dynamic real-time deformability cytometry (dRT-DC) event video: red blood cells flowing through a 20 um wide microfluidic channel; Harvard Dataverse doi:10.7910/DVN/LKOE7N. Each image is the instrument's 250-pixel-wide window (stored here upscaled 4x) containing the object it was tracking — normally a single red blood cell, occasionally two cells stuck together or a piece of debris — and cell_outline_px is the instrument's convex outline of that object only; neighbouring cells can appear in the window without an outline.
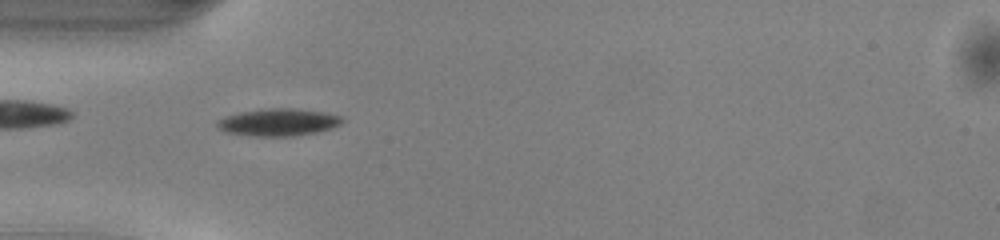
{"species": "common noctule bat (a hibernating species)", "species_latin": "Nyctalus noctula", "temperature_condition": "warm", "stored_images_in_passage": 38, "camera_frame_rate_fps": 3000, "um_per_image_px": 0.085, "animal": {"sex": "male", "body_mass_g": 13.0, "forearm_length_mm": 53.1}, "frame": {"image": 1, "passage_image": 3, "time_ms": 0.667, "image_size_px": [1000, 240], "cell_outline_px": [[344, 120], [340, 124], [332, 128], [316, 132], [292, 136], [252, 136], [224, 132], [216, 128], [216, 120], [224, 116], [240, 112], [268, 108], [292, 108], [324, 112], [340, 116]], "centroid_in_image_um": [23.6, 10.39], "position_along_channel_um": 61.4, "area_um2": 20.0}}
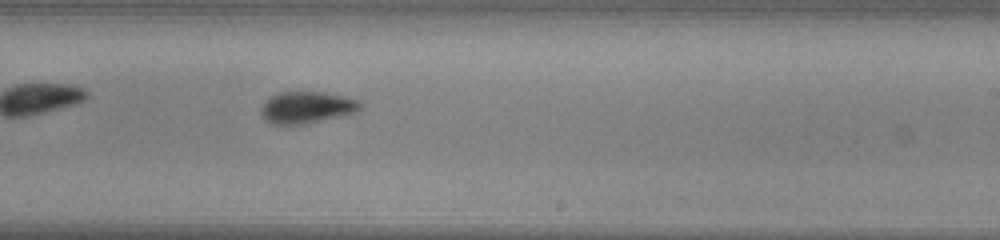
{"frame": {"image": 2, "passage_image": 18, "time_ms": 5.667, "image_size_px": [1000, 240], "cell_outline_px": [[364, 104], [356, 112], [304, 124], [272, 124], [264, 120], [260, 112], [260, 108], [264, 100], [268, 96], [280, 92], [324, 92], [344, 96], [360, 100]], "centroid_in_image_um": [26.04, 9.12], "position_along_channel_um": 263.0, "area_um2": 18.55}}
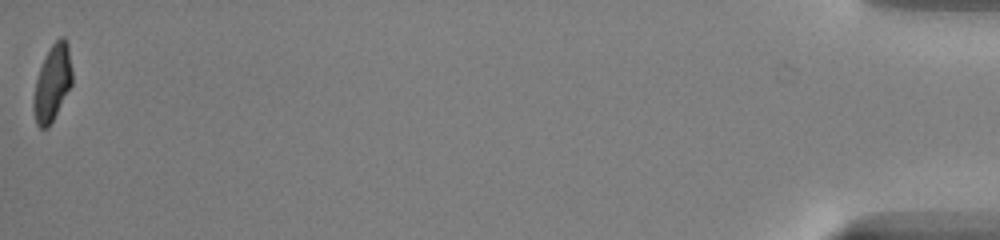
{"frame": {"image": 3, "passage_image": 38, "time_ms": 12.333, "image_size_px": [1000, 240], "cell_outline_px": [[72, 84], [48, 128], [40, 128], [36, 124], [32, 108], [32, 100], [36, 80], [40, 68], [52, 44], [60, 36], [64, 36], [68, 44], [72, 72]], "centroid_in_image_um": [4.44, 7.07], "position_along_channel_um": 430.8, "area_um2": 16.99}, "authors_computed_cell_mechanics": {"area_um2": 18.5249, "velocity_mm_per_s": 4.0721, "shape_relaxation_time_tau1_ms": 1.9876, "shape_relaxation_time_tau2_ms": 2.3752, "deformation_change_tau1": 0.1436, "deformation_change_tau2": 0.081}}